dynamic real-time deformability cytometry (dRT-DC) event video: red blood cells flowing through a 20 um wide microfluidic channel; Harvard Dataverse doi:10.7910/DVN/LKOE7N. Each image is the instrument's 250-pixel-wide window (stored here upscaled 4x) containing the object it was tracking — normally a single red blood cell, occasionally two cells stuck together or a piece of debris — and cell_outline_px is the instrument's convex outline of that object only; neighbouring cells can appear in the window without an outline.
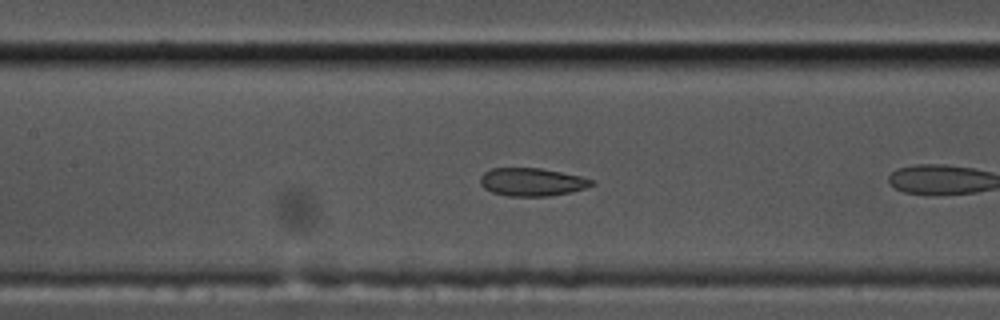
{"species": "common noctule bat (a hibernating species)", "species_latin": "Nyctalus noctula", "temperature_condition": "cold", "stored_images_in_passage": 13, "camera_frame_rate_fps": 3000, "um_per_image_px": 0.085, "animal": {"sex": "male", "body_mass_g": 17.5, "forearm_length_mm": 52.3}, "frame": {"image": 1, "passage_image": 11, "time_ms": 3.333, "image_size_px": [1000, 320], "cell_outline_px": [[596, 184], [572, 192], [552, 196], [508, 196], [492, 192], [484, 188], [480, 184], [480, 176], [484, 172], [492, 168], [540, 168], [580, 176], [596, 180]], "centroid_in_image_um": [45.23, 15.47], "position_along_channel_um": 162.2, "area_um2": 18.32}}